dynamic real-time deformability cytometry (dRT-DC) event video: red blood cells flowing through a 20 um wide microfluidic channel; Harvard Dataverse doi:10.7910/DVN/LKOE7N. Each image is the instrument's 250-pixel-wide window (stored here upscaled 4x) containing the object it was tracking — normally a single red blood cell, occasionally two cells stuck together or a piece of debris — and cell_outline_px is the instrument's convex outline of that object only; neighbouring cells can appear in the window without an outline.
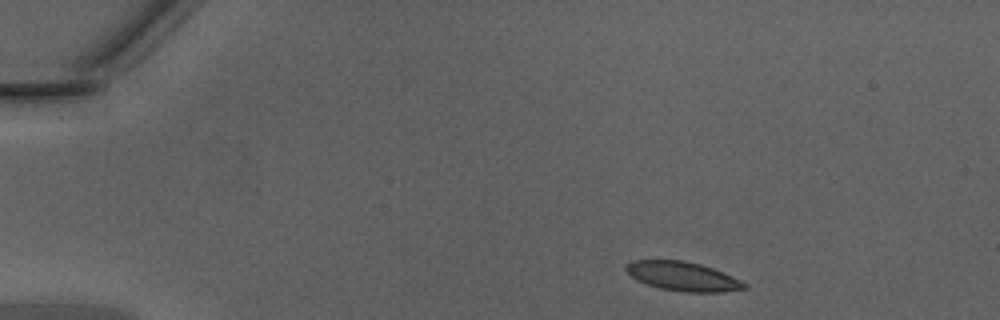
{"species": "Egyptian fruit bat (a non-hibernating species)", "species_latin": "Rousettus aegyptiacus", "temperature_condition": "warm", "stored_images_in_passage": 42, "camera_frame_rate_fps": 3000, "um_per_image_px": 0.085, "animal": {"sex": "male"}, "frame": {"image": 1, "passage_image": 1, "time_ms": 0.0, "image_size_px": [1000, 320], "cell_outline_px": [[748, 288], [720, 292], [684, 292], [660, 288], [636, 280], [624, 268], [624, 264], [632, 260], [684, 260], [700, 264], [712, 268], [732, 276], [748, 284]], "centroid_in_image_um": [58.02, 23.48], "position_along_channel_um": 27.0, "area_um2": 20.06}}
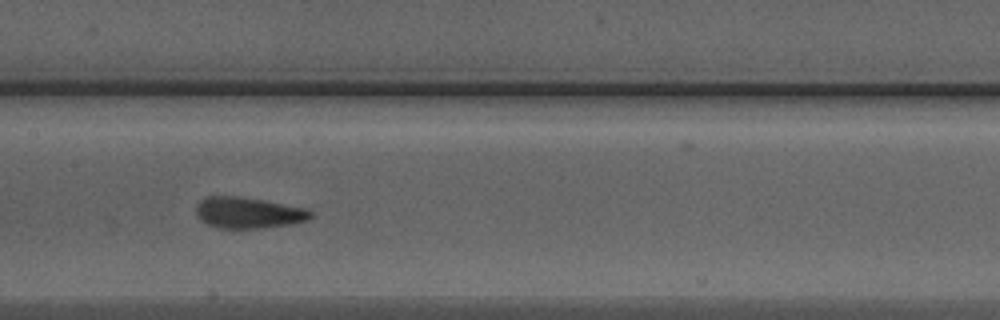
{"frame": {"image": 2, "passage_image": 18, "time_ms": 5.667, "image_size_px": [1000, 320], "cell_outline_px": [[312, 216], [308, 220], [292, 224], [264, 228], [216, 228], [208, 224], [196, 216], [196, 204], [200, 200], [208, 196], [236, 196], [264, 200], [304, 208], [312, 212]], "centroid_in_image_um": [21.08, 18.09], "position_along_channel_um": 186.3, "area_um2": 20.81}}
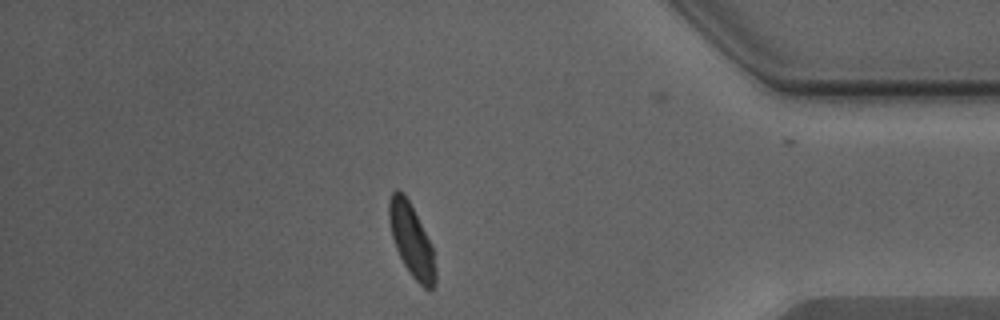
{"frame": {"image": 3, "passage_image": 35, "time_ms": 11.333, "image_size_px": [1000, 320], "cell_outline_px": [[436, 284], [432, 288], [424, 288], [412, 276], [404, 264], [396, 248], [392, 236], [388, 220], [388, 204], [392, 192], [396, 188], [408, 200], [432, 244], [436, 272]], "centroid_in_image_um": [34.98, 20.44], "position_along_channel_um": 400.2, "area_um2": 19.36}, "authors_computed_cell_mechanics": {"area_um2": 20.23, "velocity_mm_per_s": 4.3198, "shape_relaxation_time_tau1_ms": 3.335, "shape_relaxation_time_tau2_ms": 0.6726, "deformation_change_tau1": 0.129, "deformation_change_tau2": 0.0598}}